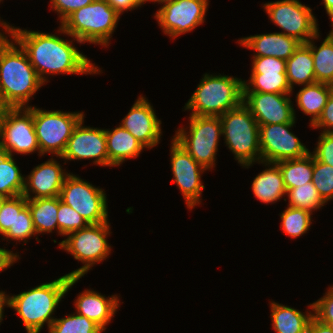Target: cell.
<instances>
[{
  "instance_id": "8",
  "label": "cell",
  "mask_w": 333,
  "mask_h": 333,
  "mask_svg": "<svg viewBox=\"0 0 333 333\" xmlns=\"http://www.w3.org/2000/svg\"><path fill=\"white\" fill-rule=\"evenodd\" d=\"M109 222L88 224L80 230L69 233L66 239L59 242V248L71 254L83 266L68 273V276L84 277L96 263L108 258L111 253L107 237L111 234Z\"/></svg>"
},
{
  "instance_id": "32",
  "label": "cell",
  "mask_w": 333,
  "mask_h": 333,
  "mask_svg": "<svg viewBox=\"0 0 333 333\" xmlns=\"http://www.w3.org/2000/svg\"><path fill=\"white\" fill-rule=\"evenodd\" d=\"M36 234L27 199L23 195L15 196L14 231H8L2 240L6 239L8 241L11 239L27 243V239L36 236Z\"/></svg>"
},
{
  "instance_id": "4",
  "label": "cell",
  "mask_w": 333,
  "mask_h": 333,
  "mask_svg": "<svg viewBox=\"0 0 333 333\" xmlns=\"http://www.w3.org/2000/svg\"><path fill=\"white\" fill-rule=\"evenodd\" d=\"M203 76L184 106L190 115L220 117L243 103L244 80L224 74Z\"/></svg>"
},
{
  "instance_id": "52",
  "label": "cell",
  "mask_w": 333,
  "mask_h": 333,
  "mask_svg": "<svg viewBox=\"0 0 333 333\" xmlns=\"http://www.w3.org/2000/svg\"><path fill=\"white\" fill-rule=\"evenodd\" d=\"M328 325H329V326L332 328V330H333V321H331Z\"/></svg>"
},
{
  "instance_id": "16",
  "label": "cell",
  "mask_w": 333,
  "mask_h": 333,
  "mask_svg": "<svg viewBox=\"0 0 333 333\" xmlns=\"http://www.w3.org/2000/svg\"><path fill=\"white\" fill-rule=\"evenodd\" d=\"M250 79L243 92L292 94L286 75V60L271 56L252 57Z\"/></svg>"
},
{
  "instance_id": "49",
  "label": "cell",
  "mask_w": 333,
  "mask_h": 333,
  "mask_svg": "<svg viewBox=\"0 0 333 333\" xmlns=\"http://www.w3.org/2000/svg\"><path fill=\"white\" fill-rule=\"evenodd\" d=\"M157 2V3H159V4H163V3H166V2H170V1H172V0H147V2Z\"/></svg>"
},
{
  "instance_id": "37",
  "label": "cell",
  "mask_w": 333,
  "mask_h": 333,
  "mask_svg": "<svg viewBox=\"0 0 333 333\" xmlns=\"http://www.w3.org/2000/svg\"><path fill=\"white\" fill-rule=\"evenodd\" d=\"M312 183L319 196L327 203L333 200V167L314 158Z\"/></svg>"
},
{
  "instance_id": "50",
  "label": "cell",
  "mask_w": 333,
  "mask_h": 333,
  "mask_svg": "<svg viewBox=\"0 0 333 333\" xmlns=\"http://www.w3.org/2000/svg\"><path fill=\"white\" fill-rule=\"evenodd\" d=\"M331 21V26L333 27V19L332 20H330ZM331 38H332V40H333V28L330 30V32H329V34H328Z\"/></svg>"
},
{
  "instance_id": "9",
  "label": "cell",
  "mask_w": 333,
  "mask_h": 333,
  "mask_svg": "<svg viewBox=\"0 0 333 333\" xmlns=\"http://www.w3.org/2000/svg\"><path fill=\"white\" fill-rule=\"evenodd\" d=\"M84 112L47 111L33 106V123L40 156L47 153L58 158L64 153L74 128L84 119Z\"/></svg>"
},
{
  "instance_id": "18",
  "label": "cell",
  "mask_w": 333,
  "mask_h": 333,
  "mask_svg": "<svg viewBox=\"0 0 333 333\" xmlns=\"http://www.w3.org/2000/svg\"><path fill=\"white\" fill-rule=\"evenodd\" d=\"M84 119L74 128L62 156L64 161L93 159V164L108 166L105 129L83 126Z\"/></svg>"
},
{
  "instance_id": "26",
  "label": "cell",
  "mask_w": 333,
  "mask_h": 333,
  "mask_svg": "<svg viewBox=\"0 0 333 333\" xmlns=\"http://www.w3.org/2000/svg\"><path fill=\"white\" fill-rule=\"evenodd\" d=\"M332 90L333 85L316 82L303 86V88L296 93L295 100L298 109L311 117L309 123L311 127L321 116Z\"/></svg>"
},
{
  "instance_id": "35",
  "label": "cell",
  "mask_w": 333,
  "mask_h": 333,
  "mask_svg": "<svg viewBox=\"0 0 333 333\" xmlns=\"http://www.w3.org/2000/svg\"><path fill=\"white\" fill-rule=\"evenodd\" d=\"M289 204L287 206L306 209L311 213L319 210L326 204L319 196L317 189L312 182L287 190Z\"/></svg>"
},
{
  "instance_id": "7",
  "label": "cell",
  "mask_w": 333,
  "mask_h": 333,
  "mask_svg": "<svg viewBox=\"0 0 333 333\" xmlns=\"http://www.w3.org/2000/svg\"><path fill=\"white\" fill-rule=\"evenodd\" d=\"M186 129L178 128L173 139L206 170L215 167L222 136L220 117L189 115V131Z\"/></svg>"
},
{
  "instance_id": "25",
  "label": "cell",
  "mask_w": 333,
  "mask_h": 333,
  "mask_svg": "<svg viewBox=\"0 0 333 333\" xmlns=\"http://www.w3.org/2000/svg\"><path fill=\"white\" fill-rule=\"evenodd\" d=\"M272 328L276 333H308V326L313 317V303L308 305L309 312L270 302Z\"/></svg>"
},
{
  "instance_id": "41",
  "label": "cell",
  "mask_w": 333,
  "mask_h": 333,
  "mask_svg": "<svg viewBox=\"0 0 333 333\" xmlns=\"http://www.w3.org/2000/svg\"><path fill=\"white\" fill-rule=\"evenodd\" d=\"M15 221V197L5 198L0 209V234L14 231Z\"/></svg>"
},
{
  "instance_id": "28",
  "label": "cell",
  "mask_w": 333,
  "mask_h": 333,
  "mask_svg": "<svg viewBox=\"0 0 333 333\" xmlns=\"http://www.w3.org/2000/svg\"><path fill=\"white\" fill-rule=\"evenodd\" d=\"M35 231L38 234L58 232V197L27 199Z\"/></svg>"
},
{
  "instance_id": "13",
  "label": "cell",
  "mask_w": 333,
  "mask_h": 333,
  "mask_svg": "<svg viewBox=\"0 0 333 333\" xmlns=\"http://www.w3.org/2000/svg\"><path fill=\"white\" fill-rule=\"evenodd\" d=\"M209 0H172L163 3L154 17L164 34L175 39L194 30L205 21Z\"/></svg>"
},
{
  "instance_id": "24",
  "label": "cell",
  "mask_w": 333,
  "mask_h": 333,
  "mask_svg": "<svg viewBox=\"0 0 333 333\" xmlns=\"http://www.w3.org/2000/svg\"><path fill=\"white\" fill-rule=\"evenodd\" d=\"M268 166L260 172L251 184L252 191L259 201L263 203H276L287 194L284 184L283 175L276 163L260 162Z\"/></svg>"
},
{
  "instance_id": "6",
  "label": "cell",
  "mask_w": 333,
  "mask_h": 333,
  "mask_svg": "<svg viewBox=\"0 0 333 333\" xmlns=\"http://www.w3.org/2000/svg\"><path fill=\"white\" fill-rule=\"evenodd\" d=\"M222 135L227 148L241 166L249 168L261 162L259 125L242 103L220 116Z\"/></svg>"
},
{
  "instance_id": "15",
  "label": "cell",
  "mask_w": 333,
  "mask_h": 333,
  "mask_svg": "<svg viewBox=\"0 0 333 333\" xmlns=\"http://www.w3.org/2000/svg\"><path fill=\"white\" fill-rule=\"evenodd\" d=\"M170 161L173 174V180L183 198L186 207L193 209L201 204L202 185L201 175L206 169L198 164L180 145L172 138L170 146Z\"/></svg>"
},
{
  "instance_id": "33",
  "label": "cell",
  "mask_w": 333,
  "mask_h": 333,
  "mask_svg": "<svg viewBox=\"0 0 333 333\" xmlns=\"http://www.w3.org/2000/svg\"><path fill=\"white\" fill-rule=\"evenodd\" d=\"M311 215L312 213L309 210L287 206L280 214V228L291 238H298L310 230Z\"/></svg>"
},
{
  "instance_id": "1",
  "label": "cell",
  "mask_w": 333,
  "mask_h": 333,
  "mask_svg": "<svg viewBox=\"0 0 333 333\" xmlns=\"http://www.w3.org/2000/svg\"><path fill=\"white\" fill-rule=\"evenodd\" d=\"M5 34L13 38L18 45L26 52L28 59L35 68L39 78L45 83L49 75L55 74H100L95 64L78 50L73 41L82 44L76 38L64 40L63 38L50 33L30 31L10 26V23L1 21Z\"/></svg>"
},
{
  "instance_id": "34",
  "label": "cell",
  "mask_w": 333,
  "mask_h": 333,
  "mask_svg": "<svg viewBox=\"0 0 333 333\" xmlns=\"http://www.w3.org/2000/svg\"><path fill=\"white\" fill-rule=\"evenodd\" d=\"M104 330L92 320L74 312L64 318H56L48 333H102Z\"/></svg>"
},
{
  "instance_id": "43",
  "label": "cell",
  "mask_w": 333,
  "mask_h": 333,
  "mask_svg": "<svg viewBox=\"0 0 333 333\" xmlns=\"http://www.w3.org/2000/svg\"><path fill=\"white\" fill-rule=\"evenodd\" d=\"M120 16L124 11L135 10L147 0H105Z\"/></svg>"
},
{
  "instance_id": "27",
  "label": "cell",
  "mask_w": 333,
  "mask_h": 333,
  "mask_svg": "<svg viewBox=\"0 0 333 333\" xmlns=\"http://www.w3.org/2000/svg\"><path fill=\"white\" fill-rule=\"evenodd\" d=\"M286 75L293 92L295 85L305 86L316 83L311 49L301 44L286 60Z\"/></svg>"
},
{
  "instance_id": "46",
  "label": "cell",
  "mask_w": 333,
  "mask_h": 333,
  "mask_svg": "<svg viewBox=\"0 0 333 333\" xmlns=\"http://www.w3.org/2000/svg\"><path fill=\"white\" fill-rule=\"evenodd\" d=\"M11 109L12 107L7 103L0 90V123L5 119V116Z\"/></svg>"
},
{
  "instance_id": "42",
  "label": "cell",
  "mask_w": 333,
  "mask_h": 333,
  "mask_svg": "<svg viewBox=\"0 0 333 333\" xmlns=\"http://www.w3.org/2000/svg\"><path fill=\"white\" fill-rule=\"evenodd\" d=\"M311 128L323 129L322 132H333V90L328 97L321 116Z\"/></svg>"
},
{
  "instance_id": "19",
  "label": "cell",
  "mask_w": 333,
  "mask_h": 333,
  "mask_svg": "<svg viewBox=\"0 0 333 333\" xmlns=\"http://www.w3.org/2000/svg\"><path fill=\"white\" fill-rule=\"evenodd\" d=\"M161 124L153 106L140 95L128 114L122 119L120 126L126 129L146 149H152L161 140Z\"/></svg>"
},
{
  "instance_id": "51",
  "label": "cell",
  "mask_w": 333,
  "mask_h": 333,
  "mask_svg": "<svg viewBox=\"0 0 333 333\" xmlns=\"http://www.w3.org/2000/svg\"><path fill=\"white\" fill-rule=\"evenodd\" d=\"M4 199H5V198L0 197V209H1L2 201H3Z\"/></svg>"
},
{
  "instance_id": "20",
  "label": "cell",
  "mask_w": 333,
  "mask_h": 333,
  "mask_svg": "<svg viewBox=\"0 0 333 333\" xmlns=\"http://www.w3.org/2000/svg\"><path fill=\"white\" fill-rule=\"evenodd\" d=\"M59 161L50 158L48 161L34 167L24 179L22 195L26 199L58 197L66 177L70 174L63 170ZM31 193L34 195L31 196Z\"/></svg>"
},
{
  "instance_id": "40",
  "label": "cell",
  "mask_w": 333,
  "mask_h": 333,
  "mask_svg": "<svg viewBox=\"0 0 333 333\" xmlns=\"http://www.w3.org/2000/svg\"><path fill=\"white\" fill-rule=\"evenodd\" d=\"M94 0H50L51 9L57 12L60 23H62L71 13L86 5H89Z\"/></svg>"
},
{
  "instance_id": "17",
  "label": "cell",
  "mask_w": 333,
  "mask_h": 333,
  "mask_svg": "<svg viewBox=\"0 0 333 333\" xmlns=\"http://www.w3.org/2000/svg\"><path fill=\"white\" fill-rule=\"evenodd\" d=\"M291 94L243 92V104L258 125L295 123L296 113Z\"/></svg>"
},
{
  "instance_id": "23",
  "label": "cell",
  "mask_w": 333,
  "mask_h": 333,
  "mask_svg": "<svg viewBox=\"0 0 333 333\" xmlns=\"http://www.w3.org/2000/svg\"><path fill=\"white\" fill-rule=\"evenodd\" d=\"M108 166H120L128 159L137 158L145 147L122 126L105 129Z\"/></svg>"
},
{
  "instance_id": "14",
  "label": "cell",
  "mask_w": 333,
  "mask_h": 333,
  "mask_svg": "<svg viewBox=\"0 0 333 333\" xmlns=\"http://www.w3.org/2000/svg\"><path fill=\"white\" fill-rule=\"evenodd\" d=\"M295 123L259 125L261 162L278 163L301 158L310 150L292 133Z\"/></svg>"
},
{
  "instance_id": "2",
  "label": "cell",
  "mask_w": 333,
  "mask_h": 333,
  "mask_svg": "<svg viewBox=\"0 0 333 333\" xmlns=\"http://www.w3.org/2000/svg\"><path fill=\"white\" fill-rule=\"evenodd\" d=\"M44 84L22 47L13 38L9 40L3 35L0 38V90L7 103L12 108H28L29 100Z\"/></svg>"
},
{
  "instance_id": "21",
  "label": "cell",
  "mask_w": 333,
  "mask_h": 333,
  "mask_svg": "<svg viewBox=\"0 0 333 333\" xmlns=\"http://www.w3.org/2000/svg\"><path fill=\"white\" fill-rule=\"evenodd\" d=\"M118 295L104 296L94 290H84L74 301L76 312L99 325L104 331L119 308Z\"/></svg>"
},
{
  "instance_id": "44",
  "label": "cell",
  "mask_w": 333,
  "mask_h": 333,
  "mask_svg": "<svg viewBox=\"0 0 333 333\" xmlns=\"http://www.w3.org/2000/svg\"><path fill=\"white\" fill-rule=\"evenodd\" d=\"M19 258V254L0 248V272L10 268Z\"/></svg>"
},
{
  "instance_id": "47",
  "label": "cell",
  "mask_w": 333,
  "mask_h": 333,
  "mask_svg": "<svg viewBox=\"0 0 333 333\" xmlns=\"http://www.w3.org/2000/svg\"><path fill=\"white\" fill-rule=\"evenodd\" d=\"M4 306L9 307V295L5 291H0V323L4 316Z\"/></svg>"
},
{
  "instance_id": "30",
  "label": "cell",
  "mask_w": 333,
  "mask_h": 333,
  "mask_svg": "<svg viewBox=\"0 0 333 333\" xmlns=\"http://www.w3.org/2000/svg\"><path fill=\"white\" fill-rule=\"evenodd\" d=\"M276 164L283 175L286 190L312 182L314 157L311 153L301 158L284 160Z\"/></svg>"
},
{
  "instance_id": "53",
  "label": "cell",
  "mask_w": 333,
  "mask_h": 333,
  "mask_svg": "<svg viewBox=\"0 0 333 333\" xmlns=\"http://www.w3.org/2000/svg\"><path fill=\"white\" fill-rule=\"evenodd\" d=\"M4 35V32L2 33V32H0V38L2 37Z\"/></svg>"
},
{
  "instance_id": "11",
  "label": "cell",
  "mask_w": 333,
  "mask_h": 333,
  "mask_svg": "<svg viewBox=\"0 0 333 333\" xmlns=\"http://www.w3.org/2000/svg\"><path fill=\"white\" fill-rule=\"evenodd\" d=\"M263 9L272 23L283 30L282 34L295 38L302 44L320 33L312 9L299 0L268 2L263 5Z\"/></svg>"
},
{
  "instance_id": "5",
  "label": "cell",
  "mask_w": 333,
  "mask_h": 333,
  "mask_svg": "<svg viewBox=\"0 0 333 333\" xmlns=\"http://www.w3.org/2000/svg\"><path fill=\"white\" fill-rule=\"evenodd\" d=\"M119 19L120 15L105 0H94L71 13L58 31L82 44L87 42L107 47Z\"/></svg>"
},
{
  "instance_id": "48",
  "label": "cell",
  "mask_w": 333,
  "mask_h": 333,
  "mask_svg": "<svg viewBox=\"0 0 333 333\" xmlns=\"http://www.w3.org/2000/svg\"><path fill=\"white\" fill-rule=\"evenodd\" d=\"M326 13L330 20L333 19V0H322Z\"/></svg>"
},
{
  "instance_id": "3",
  "label": "cell",
  "mask_w": 333,
  "mask_h": 333,
  "mask_svg": "<svg viewBox=\"0 0 333 333\" xmlns=\"http://www.w3.org/2000/svg\"><path fill=\"white\" fill-rule=\"evenodd\" d=\"M80 278L65 274L28 291L9 295V307L17 312L27 333H40L45 324L49 330L56 319L52 315L60 301Z\"/></svg>"
},
{
  "instance_id": "22",
  "label": "cell",
  "mask_w": 333,
  "mask_h": 333,
  "mask_svg": "<svg viewBox=\"0 0 333 333\" xmlns=\"http://www.w3.org/2000/svg\"><path fill=\"white\" fill-rule=\"evenodd\" d=\"M237 42L246 49L254 50L253 57L271 56L287 60L302 44L281 32L264 33L243 37Z\"/></svg>"
},
{
  "instance_id": "12",
  "label": "cell",
  "mask_w": 333,
  "mask_h": 333,
  "mask_svg": "<svg viewBox=\"0 0 333 333\" xmlns=\"http://www.w3.org/2000/svg\"><path fill=\"white\" fill-rule=\"evenodd\" d=\"M38 151L35 127L33 123V107L12 108L0 123V152L10 154H32Z\"/></svg>"
},
{
  "instance_id": "38",
  "label": "cell",
  "mask_w": 333,
  "mask_h": 333,
  "mask_svg": "<svg viewBox=\"0 0 333 333\" xmlns=\"http://www.w3.org/2000/svg\"><path fill=\"white\" fill-rule=\"evenodd\" d=\"M313 316L324 324L333 321V285L320 299L313 302Z\"/></svg>"
},
{
  "instance_id": "45",
  "label": "cell",
  "mask_w": 333,
  "mask_h": 333,
  "mask_svg": "<svg viewBox=\"0 0 333 333\" xmlns=\"http://www.w3.org/2000/svg\"><path fill=\"white\" fill-rule=\"evenodd\" d=\"M308 333H333V330L328 324L320 322L313 316L309 322Z\"/></svg>"
},
{
  "instance_id": "39",
  "label": "cell",
  "mask_w": 333,
  "mask_h": 333,
  "mask_svg": "<svg viewBox=\"0 0 333 333\" xmlns=\"http://www.w3.org/2000/svg\"><path fill=\"white\" fill-rule=\"evenodd\" d=\"M319 162L333 167V132H322L313 152H310Z\"/></svg>"
},
{
  "instance_id": "31",
  "label": "cell",
  "mask_w": 333,
  "mask_h": 333,
  "mask_svg": "<svg viewBox=\"0 0 333 333\" xmlns=\"http://www.w3.org/2000/svg\"><path fill=\"white\" fill-rule=\"evenodd\" d=\"M13 156L0 152V197L11 198L22 195L24 179Z\"/></svg>"
},
{
  "instance_id": "36",
  "label": "cell",
  "mask_w": 333,
  "mask_h": 333,
  "mask_svg": "<svg viewBox=\"0 0 333 333\" xmlns=\"http://www.w3.org/2000/svg\"><path fill=\"white\" fill-rule=\"evenodd\" d=\"M58 235L67 236L69 233L83 229L87 221L71 206L60 200L58 196Z\"/></svg>"
},
{
  "instance_id": "10",
  "label": "cell",
  "mask_w": 333,
  "mask_h": 333,
  "mask_svg": "<svg viewBox=\"0 0 333 333\" xmlns=\"http://www.w3.org/2000/svg\"><path fill=\"white\" fill-rule=\"evenodd\" d=\"M104 189L79 176L69 174L60 190V200L76 210L88 224L108 221V203Z\"/></svg>"
},
{
  "instance_id": "29",
  "label": "cell",
  "mask_w": 333,
  "mask_h": 333,
  "mask_svg": "<svg viewBox=\"0 0 333 333\" xmlns=\"http://www.w3.org/2000/svg\"><path fill=\"white\" fill-rule=\"evenodd\" d=\"M319 36L318 33L306 43L312 52L315 80L333 85V40L327 35L322 44L317 47L314 41Z\"/></svg>"
}]
</instances>
